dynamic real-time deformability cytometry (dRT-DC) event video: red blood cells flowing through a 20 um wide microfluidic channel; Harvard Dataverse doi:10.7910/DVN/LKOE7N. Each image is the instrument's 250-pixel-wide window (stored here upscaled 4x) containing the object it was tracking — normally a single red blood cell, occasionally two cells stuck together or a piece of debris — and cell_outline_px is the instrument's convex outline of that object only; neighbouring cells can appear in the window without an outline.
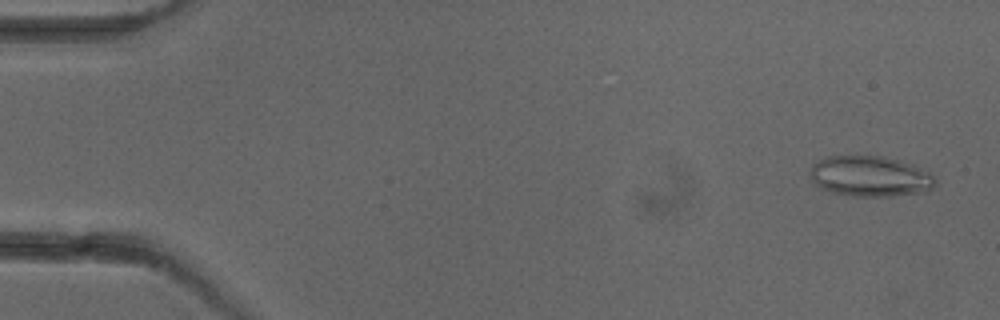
{"species": "common noctule bat (a hibernating species)", "species_latin": "Nyctalus noctula", "temperature_condition": "cold", "stored_images_in_passage": 6, "camera_frame_rate_fps": 3000, "um_per_image_px": 0.085, "animal": {"sex": "female"}, "frame": {"image": 1, "passage_image": 1, "time_ms": 0.0, "image_size_px": [1000, 320], "cell_outline_px": [[936, 184], [932, 188], [924, 192], [888, 196], [852, 196], [832, 192], [816, 184], [812, 180], [812, 164], [828, 156], [880, 156], [912, 164], [936, 176]], "centroid_in_image_um": [74.0, 14.99], "position_along_channel_um": 11.0, "area_um2": 29.25}}